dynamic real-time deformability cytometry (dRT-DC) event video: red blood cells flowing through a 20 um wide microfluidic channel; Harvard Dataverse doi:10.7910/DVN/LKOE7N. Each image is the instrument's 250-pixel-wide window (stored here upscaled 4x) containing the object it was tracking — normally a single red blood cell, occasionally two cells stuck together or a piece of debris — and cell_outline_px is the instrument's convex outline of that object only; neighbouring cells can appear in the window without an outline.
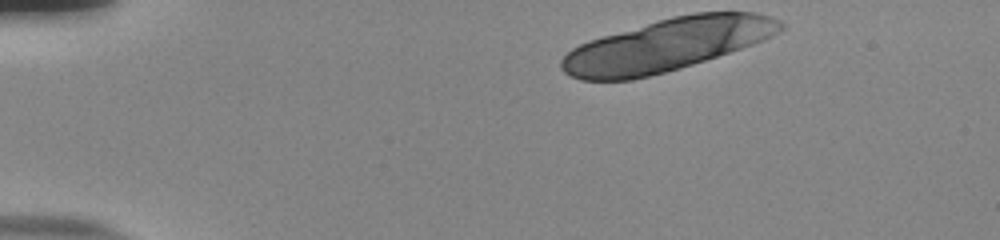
{"species": "human", "species_latin": "Homo sapiens", "temperature_condition": "room temperature", "stored_images_in_passage": 13, "camera_frame_rate_fps": 3000, "um_per_image_px": 0.085, "donor": {"sex": "male"}, "frame": {"image": 1, "passage_image": 1, "time_ms": 0.0, "image_size_px": [1000, 240], "cell_outline_px": [[784, 28], [780, 32], [752, 44], [692, 64], [664, 72], [632, 80], [580, 80], [564, 72], [560, 68], [560, 60], [572, 48], [588, 40], [672, 16], [696, 12], [756, 12], [780, 20], [784, 24]], "centroid_in_image_um": [56.66, 3.81], "position_along_channel_um": 28.3, "area_um2": 66.35}}